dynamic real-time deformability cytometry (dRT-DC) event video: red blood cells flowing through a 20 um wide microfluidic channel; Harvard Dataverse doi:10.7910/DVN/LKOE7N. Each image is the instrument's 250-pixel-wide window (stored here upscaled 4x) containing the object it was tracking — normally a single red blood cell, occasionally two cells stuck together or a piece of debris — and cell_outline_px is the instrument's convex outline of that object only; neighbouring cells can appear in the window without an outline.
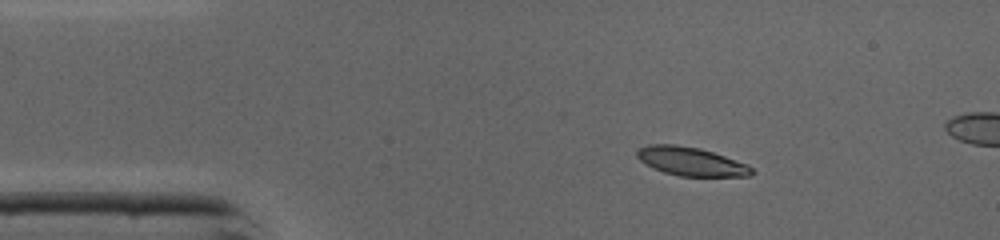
{"species": "common noctule bat (a hibernating species)", "species_latin": "Nyctalus noctula", "temperature_condition": "cold", "stored_images_in_passage": 6, "camera_frame_rate_fps": 3000, "um_per_image_px": 0.085, "animal": {"sex": "male", "body_mass_g": 19.0, "forearm_length_mm": 50.8}, "frame": {"image": 1, "passage_image": 1, "time_ms": 0.0, "image_size_px": [1000, 240], "cell_outline_px": [[752, 176], [680, 176], [664, 172], [652, 168], [640, 160], [636, 156], [636, 152], [640, 148], [648, 144], [672, 144], [700, 148], [748, 164], [752, 168]], "centroid_in_image_um": [58.72, 13.72], "position_along_channel_um": 26.3, "area_um2": 19.02}}